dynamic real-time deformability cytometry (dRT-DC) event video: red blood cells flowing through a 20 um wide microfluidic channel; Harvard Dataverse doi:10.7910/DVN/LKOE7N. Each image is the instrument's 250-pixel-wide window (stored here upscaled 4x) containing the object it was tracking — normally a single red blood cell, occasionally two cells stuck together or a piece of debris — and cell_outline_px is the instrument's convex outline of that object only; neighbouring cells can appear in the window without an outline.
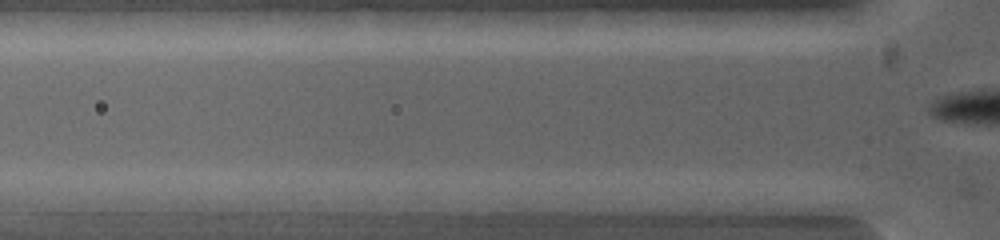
{"species": "common noctule bat (a hibernating species)", "species_latin": "Nyctalus noctula", "temperature_condition": "warm", "stored_images_in_passage": 3, "camera_frame_rate_fps": 5000, "um_per_image_px": 0.085, "animal": {"sex": "female", "body_mass_g": 19.0, "forearm_length_mm": 53.3}, "frame": {"image": 1, "passage_image": 3, "time_ms": 1.4, "image_size_px": [1000, 240], "cell_outline_px": [[788, 216], [776, 220], [652, 208], [628, 200], [628, 196], [632, 192], [772, 192], [788, 200]], "centroid_in_image_um": [61.0, 17.27], "position_along_channel_um": 64.8, "area_um2": 23.52}}